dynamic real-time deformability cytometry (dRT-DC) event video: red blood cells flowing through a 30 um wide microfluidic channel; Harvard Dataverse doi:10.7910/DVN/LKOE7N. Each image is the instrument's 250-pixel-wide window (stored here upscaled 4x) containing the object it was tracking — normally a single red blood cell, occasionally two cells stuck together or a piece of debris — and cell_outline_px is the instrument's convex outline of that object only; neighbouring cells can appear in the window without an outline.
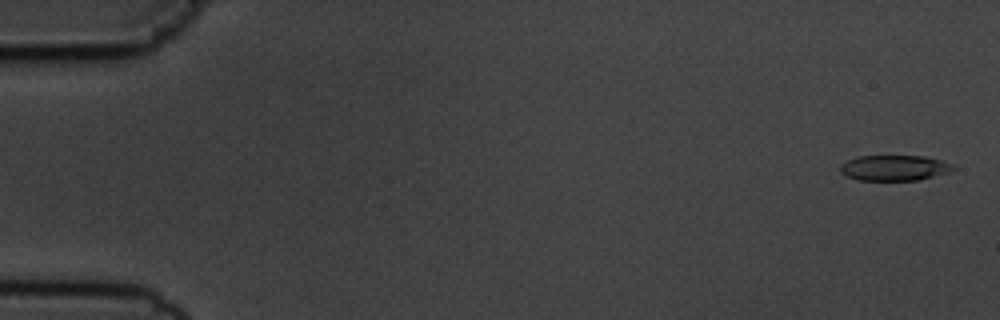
{"species": "common noctule bat (a hibernating species)", "species_latin": "Nyctalus noctula", "temperature_condition": "cold", "stored_images_in_passage": 5, "camera_frame_rate_fps": 3000, "um_per_image_px": 0.085, "animal": {"sex": "male", "body_mass_g": 19.5, "forearm_length_mm": 54.6}, "frame": {"image": 1, "passage_image": 1, "time_ms": 0.0, "image_size_px": [1000, 320], "cell_outline_px": [[956, 168], [948, 172], [916, 180], [860, 180], [848, 176], [840, 172], [840, 164], [856, 156], [924, 156], [940, 160], [952, 164]], "centroid_in_image_um": [75.99, 14.26], "position_along_channel_um": 9.0, "area_um2": 16.59}}
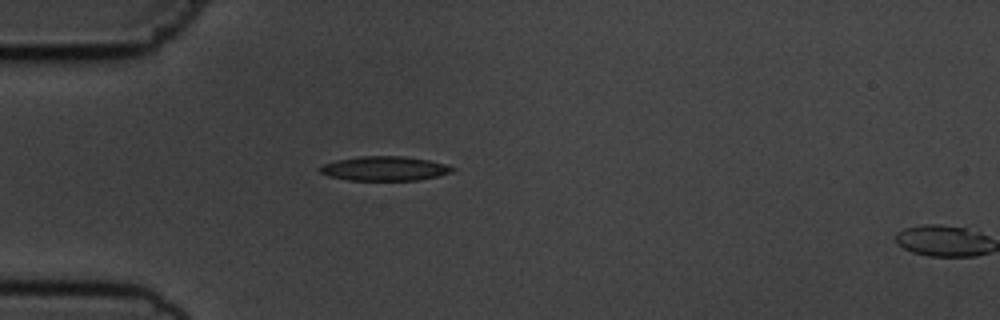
{"frame": {"image": 2, "passage_image": 5, "time_ms": 4.667, "image_size_px": [1000, 320], "cell_outline_px": [[456, 168], [452, 172], [420, 180], [348, 180], [328, 176], [320, 172], [320, 168], [324, 164], [336, 160], [360, 156], [404, 156], [428, 160], [448, 164]], "centroid_in_image_um": [32.72, 14.32], "position_along_channel_um": 52.3, "area_um2": 18.79}}